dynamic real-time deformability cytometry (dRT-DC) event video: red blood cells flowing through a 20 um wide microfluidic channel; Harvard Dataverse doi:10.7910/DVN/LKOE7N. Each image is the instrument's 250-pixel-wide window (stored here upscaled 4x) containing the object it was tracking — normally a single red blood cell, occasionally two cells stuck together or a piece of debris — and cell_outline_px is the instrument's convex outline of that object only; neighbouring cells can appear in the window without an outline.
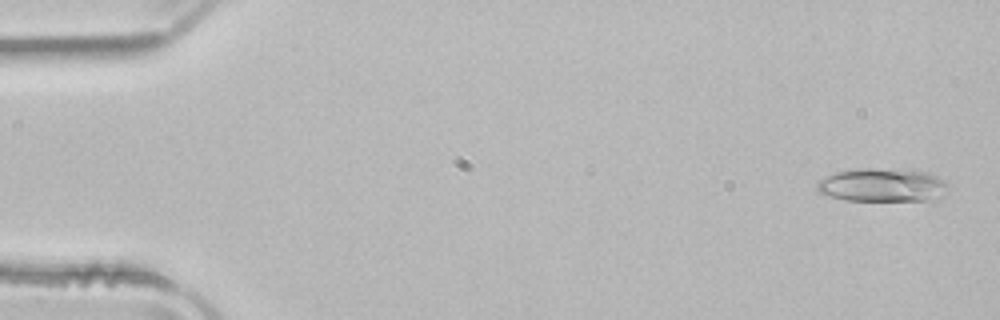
{"species": "common noctule bat (a hibernating species)", "species_latin": "Nyctalus noctula", "temperature_condition": "room temperature", "stored_images_in_passage": 51, "camera_frame_rate_fps": 3000, "um_per_image_px": 0.085, "animal": {"sex": "male", "body_mass_g": 21.5, "forearm_length_mm": 52.0}, "frame": {"image": 1, "passage_image": 2, "time_ms": 0.333, "image_size_px": [1000, 320], "cell_outline_px": [[952, 188], [944, 196], [924, 200], [844, 200], [828, 196], [820, 192], [816, 188], [816, 180], [824, 176], [836, 172], [856, 168], [876, 168], [928, 172], [936, 176], [948, 184]], "centroid_in_image_um": [74.98, 15.73], "position_along_channel_um": 10.0, "area_um2": 25.78}}
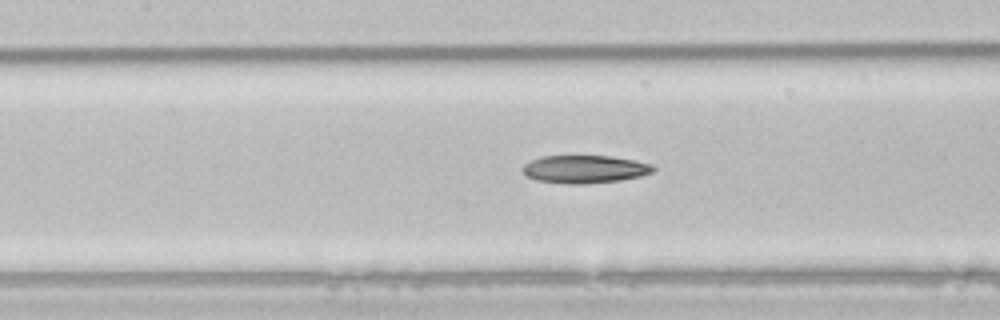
{"frame": {"image": 2, "passage_image": 23, "time_ms": 7.333, "image_size_px": [1000, 320], "cell_outline_px": [[656, 168], [652, 172], [640, 176], [620, 180], [584, 184], [564, 184], [536, 180], [524, 176], [520, 168], [524, 164], [532, 160], [544, 156], [612, 156], [652, 164]], "centroid_in_image_um": [49.65, 14.39], "position_along_channel_um": 157.8, "area_um2": 21.33}}
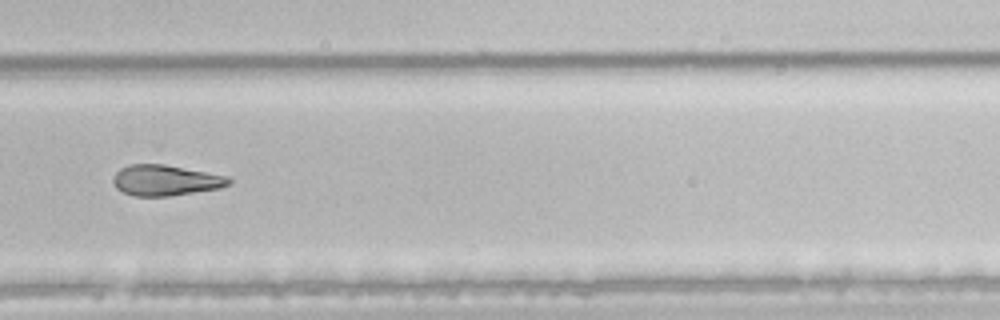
{"frame": {"image": 3, "passage_image": 35, "time_ms": 11.333, "image_size_px": [1000, 320], "cell_outline_px": [[232, 184], [220, 188], [168, 196], [132, 196], [116, 188], [112, 180], [116, 172], [120, 168], [128, 164], [164, 164], [228, 176], [232, 180]], "centroid_in_image_um": [14.07, 15.32], "position_along_channel_um": 315.7, "area_um2": 20.75}, "authors_computed_cell_mechanics": {"area_um2": 22.9466, "velocity_mm_per_s": 3.9719, "shape_relaxation_time_tau1_ms": null, "shape_relaxation_time_tau2_ms": 10.3085, "deformation_change_tau1": null, "deformation_change_tau2": 0.2334}}